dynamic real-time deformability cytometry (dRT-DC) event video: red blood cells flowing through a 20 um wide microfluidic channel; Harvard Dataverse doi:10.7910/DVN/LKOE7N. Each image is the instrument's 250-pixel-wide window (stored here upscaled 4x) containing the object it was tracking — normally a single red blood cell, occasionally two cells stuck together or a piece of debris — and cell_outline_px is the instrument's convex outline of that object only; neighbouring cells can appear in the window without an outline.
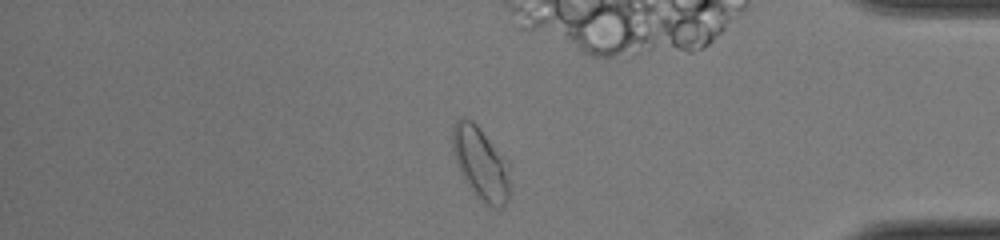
{"species": "common noctule bat (a hibernating species)", "species_latin": "Nyctalus noctula", "temperature_condition": "cold", "stored_images_in_passage": 48, "camera_frame_rate_fps": 3000, "um_per_image_px": 0.085, "animal": {"sex": "female", "body_mass_g": 22.0, "forearm_length_mm": 56.7}, "frame": {"image": 1, "passage_image": 41, "time_ms": 13.333, "image_size_px": [1000, 240], "cell_outline_px": [[508, 200], [500, 208], [492, 208], [484, 204], [472, 192], [464, 180], [456, 164], [452, 148], [452, 124], [460, 116], [464, 116], [472, 120], [480, 128], [508, 160]], "centroid_in_image_um": [40.83, 13.86], "position_along_channel_um": 394.4, "area_um2": 24.68}}
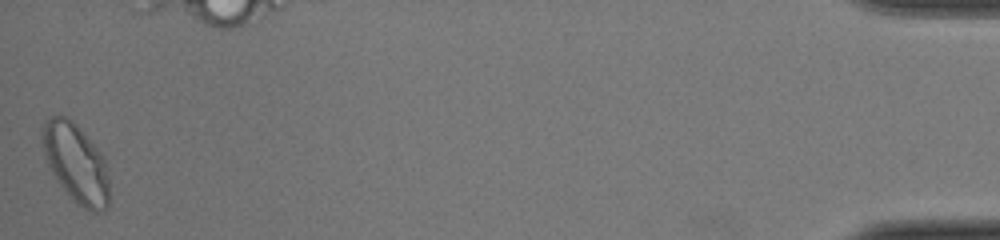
{"frame": {"image": 2, "passage_image": 48, "time_ms": 15.667, "image_size_px": [1000, 240], "cell_outline_px": [[108, 208], [104, 212], [92, 212], [76, 204], [72, 200], [60, 184], [52, 172], [44, 156], [44, 120], [52, 116], [64, 116], [72, 120], [76, 124], [104, 156], [108, 180]], "centroid_in_image_um": [6.49, 13.91], "position_along_channel_um": 428.7, "area_um2": 30.35}}